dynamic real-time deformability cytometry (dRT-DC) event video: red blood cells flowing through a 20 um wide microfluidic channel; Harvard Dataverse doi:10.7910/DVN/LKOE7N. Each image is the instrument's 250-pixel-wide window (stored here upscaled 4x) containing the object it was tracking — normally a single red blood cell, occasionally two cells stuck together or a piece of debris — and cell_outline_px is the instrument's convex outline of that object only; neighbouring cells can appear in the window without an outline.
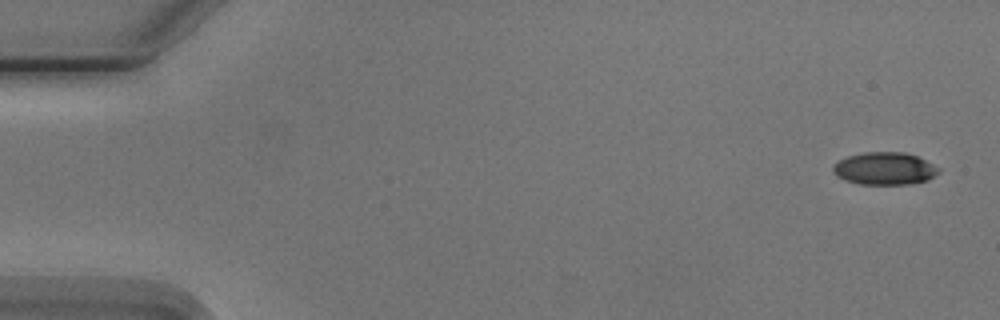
{"species": "Egyptian fruit bat (a non-hibernating species)", "species_latin": "Rousettus aegyptiacus", "temperature_condition": "cold", "stored_images_in_passage": 7, "segment_of_instrument_passage": [1, 2], "camera_frame_rate_fps": 3000, "um_per_image_px": 0.085, "animal": {"sex": "male"}, "frame": {"image": 1, "passage_image": 1, "time_ms": 0.0, "image_size_px": [1000, 320], "cell_outline_px": [[940, 172], [928, 180], [908, 184], [860, 184], [836, 176], [832, 172], [832, 164], [848, 156], [864, 152], [904, 152], [916, 156], [940, 168]], "centroid_in_image_um": [75.18, 14.32], "position_along_channel_um": 9.8, "area_um2": 19.94}}
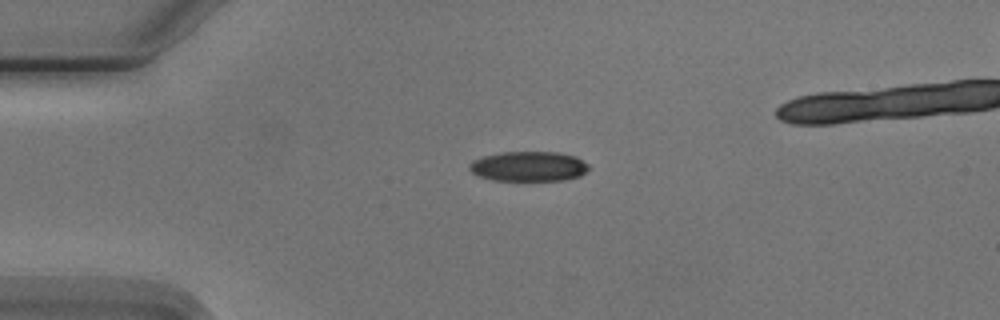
{"frame": {"image": 2, "passage_image": 4, "time_ms": 3.667, "image_size_px": [1000, 320], "cell_outline_px": [[588, 168], [580, 176], [564, 180], [492, 180], [480, 176], [472, 172], [468, 168], [468, 164], [472, 160], [484, 156], [500, 152], [556, 152], [576, 156], [588, 164]], "centroid_in_image_um": [44.91, 14.13], "position_along_channel_um": 40.1, "area_um2": 20.75}}
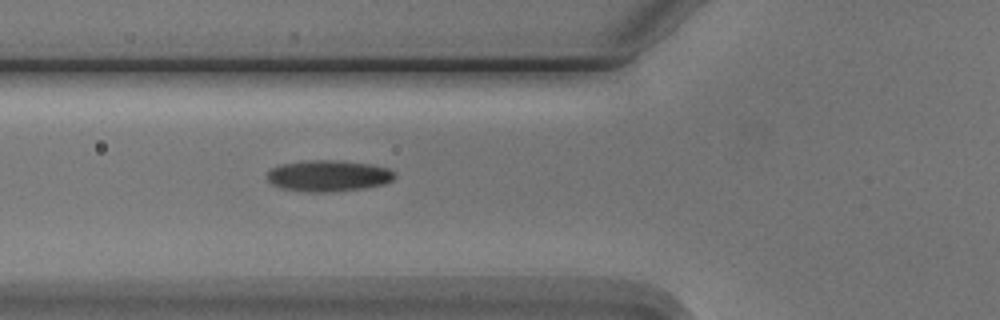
{"frame": {"image": 3, "passage_image": 6, "time_ms": 6.0, "image_size_px": [1000, 320], "cell_outline_px": [[396, 176], [392, 180], [384, 184], [364, 188], [332, 192], [308, 192], [280, 188], [272, 184], [264, 176], [272, 168], [280, 164], [304, 160], [332, 160], [372, 164], [388, 168], [396, 172]], "centroid_in_image_um": [27.9, 14.94], "position_along_channel_um": 97.9, "area_um2": 23.52}}